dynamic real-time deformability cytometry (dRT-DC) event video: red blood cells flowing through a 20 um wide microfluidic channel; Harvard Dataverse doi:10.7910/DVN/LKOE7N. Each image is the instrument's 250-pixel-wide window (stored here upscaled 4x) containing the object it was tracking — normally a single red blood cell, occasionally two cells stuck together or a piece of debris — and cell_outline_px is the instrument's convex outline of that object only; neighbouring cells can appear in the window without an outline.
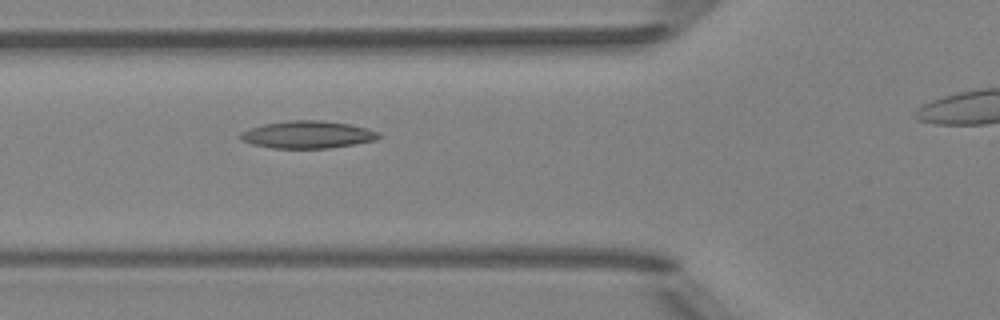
{"species": "Egyptian fruit bat (a non-hibernating species)", "species_latin": "Rousettus aegyptiacus", "temperature_condition": "room temperature", "stored_images_in_passage": 4, "camera_frame_rate_fps": 3000, "um_per_image_px": 0.085, "animal": {"sex": "female"}, "frame": {"image": 1, "passage_image": 3, "time_ms": 2.333, "image_size_px": [1000, 320], "cell_outline_px": [[384, 136], [376, 140], [328, 148], [272, 148], [252, 144], [240, 140], [236, 136], [240, 132], [248, 128], [264, 124], [288, 120], [320, 120], [348, 124], [368, 128], [380, 132]], "centroid_in_image_um": [26.12, 11.44], "position_along_channel_um": 99.7, "area_um2": 22.31}}